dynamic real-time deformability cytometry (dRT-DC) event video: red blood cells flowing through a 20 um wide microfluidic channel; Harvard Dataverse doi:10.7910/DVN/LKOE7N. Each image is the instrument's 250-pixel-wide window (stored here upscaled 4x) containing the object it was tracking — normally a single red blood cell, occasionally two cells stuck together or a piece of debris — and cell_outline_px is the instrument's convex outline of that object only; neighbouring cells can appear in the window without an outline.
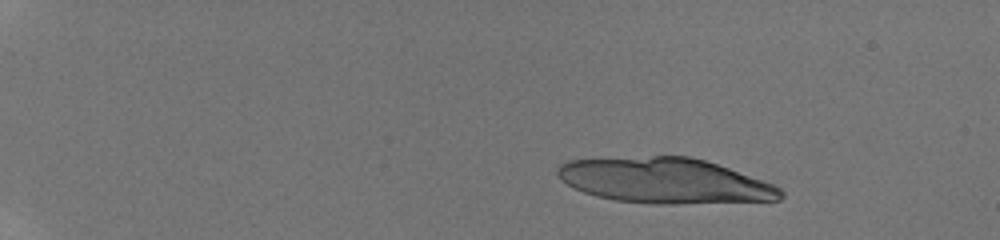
{"species": "human", "species_latin": "Homo sapiens", "temperature_condition": "room temperature", "stored_images_in_passage": 33, "segment_of_instrument_passage": [1, 2], "camera_frame_rate_fps": 3000, "um_per_image_px": 0.085, "donor": {"sex": "male"}, "frame": {"image": 1, "passage_image": 5, "time_ms": 2.0, "image_size_px": [1000, 240], "cell_outline_px": [[784, 196], [780, 200], [672, 204], [652, 204], [616, 200], [596, 196], [572, 188], [560, 180], [556, 172], [556, 168], [560, 164], [568, 160], [652, 156], [688, 156], [704, 160], [728, 168], [772, 184], [780, 188], [784, 192]], "centroid_in_image_um": [56.46, 15.36], "position_along_channel_um": 28.5, "area_um2": 58.78}}